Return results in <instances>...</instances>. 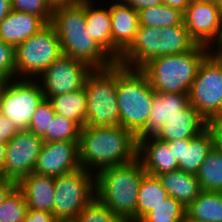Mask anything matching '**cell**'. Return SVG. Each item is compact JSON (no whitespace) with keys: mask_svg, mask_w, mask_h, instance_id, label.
I'll list each match as a JSON object with an SVG mask.
<instances>
[{"mask_svg":"<svg viewBox=\"0 0 222 222\" xmlns=\"http://www.w3.org/2000/svg\"><path fill=\"white\" fill-rule=\"evenodd\" d=\"M71 1H76V0H50V2H52L54 5L61 4V3H67V2H71Z\"/></svg>","mask_w":222,"mask_h":222,"instance_id":"c3c4849f","label":"cell"},{"mask_svg":"<svg viewBox=\"0 0 222 222\" xmlns=\"http://www.w3.org/2000/svg\"><path fill=\"white\" fill-rule=\"evenodd\" d=\"M206 130L212 137L213 147L222 152V115L206 120Z\"/></svg>","mask_w":222,"mask_h":222,"instance_id":"74e56055","label":"cell"},{"mask_svg":"<svg viewBox=\"0 0 222 222\" xmlns=\"http://www.w3.org/2000/svg\"><path fill=\"white\" fill-rule=\"evenodd\" d=\"M186 214L201 222H222V192L202 190L186 207Z\"/></svg>","mask_w":222,"mask_h":222,"instance_id":"484cf974","label":"cell"},{"mask_svg":"<svg viewBox=\"0 0 222 222\" xmlns=\"http://www.w3.org/2000/svg\"><path fill=\"white\" fill-rule=\"evenodd\" d=\"M81 127L74 121L55 114L43 142L79 141Z\"/></svg>","mask_w":222,"mask_h":222,"instance_id":"4dcf8cb0","label":"cell"},{"mask_svg":"<svg viewBox=\"0 0 222 222\" xmlns=\"http://www.w3.org/2000/svg\"><path fill=\"white\" fill-rule=\"evenodd\" d=\"M189 103L206 119L222 115V57L209 54L200 64Z\"/></svg>","mask_w":222,"mask_h":222,"instance_id":"30bf717a","label":"cell"},{"mask_svg":"<svg viewBox=\"0 0 222 222\" xmlns=\"http://www.w3.org/2000/svg\"><path fill=\"white\" fill-rule=\"evenodd\" d=\"M191 2H217V0H191Z\"/></svg>","mask_w":222,"mask_h":222,"instance_id":"f907efd6","label":"cell"},{"mask_svg":"<svg viewBox=\"0 0 222 222\" xmlns=\"http://www.w3.org/2000/svg\"><path fill=\"white\" fill-rule=\"evenodd\" d=\"M52 105L48 99H44L34 112L28 131L38 137H43L49 129V125L55 116Z\"/></svg>","mask_w":222,"mask_h":222,"instance_id":"e575fe53","label":"cell"},{"mask_svg":"<svg viewBox=\"0 0 222 222\" xmlns=\"http://www.w3.org/2000/svg\"><path fill=\"white\" fill-rule=\"evenodd\" d=\"M56 222H74L73 220L56 221Z\"/></svg>","mask_w":222,"mask_h":222,"instance_id":"816d5d0a","label":"cell"},{"mask_svg":"<svg viewBox=\"0 0 222 222\" xmlns=\"http://www.w3.org/2000/svg\"><path fill=\"white\" fill-rule=\"evenodd\" d=\"M92 3V4H91ZM91 0H85V20L91 38L112 59L111 13L108 9H94Z\"/></svg>","mask_w":222,"mask_h":222,"instance_id":"cb8c5ba5","label":"cell"},{"mask_svg":"<svg viewBox=\"0 0 222 222\" xmlns=\"http://www.w3.org/2000/svg\"><path fill=\"white\" fill-rule=\"evenodd\" d=\"M11 10L10 0H0V23L7 17Z\"/></svg>","mask_w":222,"mask_h":222,"instance_id":"ee69618b","label":"cell"},{"mask_svg":"<svg viewBox=\"0 0 222 222\" xmlns=\"http://www.w3.org/2000/svg\"><path fill=\"white\" fill-rule=\"evenodd\" d=\"M15 77V47L0 39V83Z\"/></svg>","mask_w":222,"mask_h":222,"instance_id":"8d00e7d4","label":"cell"},{"mask_svg":"<svg viewBox=\"0 0 222 222\" xmlns=\"http://www.w3.org/2000/svg\"><path fill=\"white\" fill-rule=\"evenodd\" d=\"M206 130V119L190 103L170 117L156 137L162 141L193 139Z\"/></svg>","mask_w":222,"mask_h":222,"instance_id":"d6986e66","label":"cell"},{"mask_svg":"<svg viewBox=\"0 0 222 222\" xmlns=\"http://www.w3.org/2000/svg\"><path fill=\"white\" fill-rule=\"evenodd\" d=\"M217 3H218V9H219V12H220V17H221V20H222V0H217Z\"/></svg>","mask_w":222,"mask_h":222,"instance_id":"681fc988","label":"cell"},{"mask_svg":"<svg viewBox=\"0 0 222 222\" xmlns=\"http://www.w3.org/2000/svg\"><path fill=\"white\" fill-rule=\"evenodd\" d=\"M61 55L60 40L54 27L47 23L15 47V78L17 75L23 76L22 79L40 76Z\"/></svg>","mask_w":222,"mask_h":222,"instance_id":"52a82bcc","label":"cell"},{"mask_svg":"<svg viewBox=\"0 0 222 222\" xmlns=\"http://www.w3.org/2000/svg\"><path fill=\"white\" fill-rule=\"evenodd\" d=\"M17 132L14 124L0 112V141L9 142Z\"/></svg>","mask_w":222,"mask_h":222,"instance_id":"f35d334b","label":"cell"},{"mask_svg":"<svg viewBox=\"0 0 222 222\" xmlns=\"http://www.w3.org/2000/svg\"><path fill=\"white\" fill-rule=\"evenodd\" d=\"M139 26L172 27L183 23V12L168 5L160 4L138 11Z\"/></svg>","mask_w":222,"mask_h":222,"instance_id":"f546056e","label":"cell"},{"mask_svg":"<svg viewBox=\"0 0 222 222\" xmlns=\"http://www.w3.org/2000/svg\"><path fill=\"white\" fill-rule=\"evenodd\" d=\"M111 13L112 60L119 62L121 54L132 44L139 29L138 12L123 2L109 7Z\"/></svg>","mask_w":222,"mask_h":222,"instance_id":"2e32d148","label":"cell"},{"mask_svg":"<svg viewBox=\"0 0 222 222\" xmlns=\"http://www.w3.org/2000/svg\"><path fill=\"white\" fill-rule=\"evenodd\" d=\"M119 1L124 2V5L130 6L137 12L147 7H154L163 4L162 0H118V2Z\"/></svg>","mask_w":222,"mask_h":222,"instance_id":"60d3db41","label":"cell"},{"mask_svg":"<svg viewBox=\"0 0 222 222\" xmlns=\"http://www.w3.org/2000/svg\"><path fill=\"white\" fill-rule=\"evenodd\" d=\"M162 3L184 12L191 3V0H162Z\"/></svg>","mask_w":222,"mask_h":222,"instance_id":"7bdbcfd3","label":"cell"},{"mask_svg":"<svg viewBox=\"0 0 222 222\" xmlns=\"http://www.w3.org/2000/svg\"><path fill=\"white\" fill-rule=\"evenodd\" d=\"M15 11L40 16L46 23H50L54 4L50 0H10Z\"/></svg>","mask_w":222,"mask_h":222,"instance_id":"d590c367","label":"cell"},{"mask_svg":"<svg viewBox=\"0 0 222 222\" xmlns=\"http://www.w3.org/2000/svg\"><path fill=\"white\" fill-rule=\"evenodd\" d=\"M183 24L196 44L212 48L222 25L218 3L191 2L183 12Z\"/></svg>","mask_w":222,"mask_h":222,"instance_id":"4fadbf2b","label":"cell"},{"mask_svg":"<svg viewBox=\"0 0 222 222\" xmlns=\"http://www.w3.org/2000/svg\"><path fill=\"white\" fill-rule=\"evenodd\" d=\"M216 45H217V49L216 50H212L213 48H211V54L216 55L218 57H222V25H221V31H220V35L219 38L216 41ZM214 52V53H213Z\"/></svg>","mask_w":222,"mask_h":222,"instance_id":"bcb514c9","label":"cell"},{"mask_svg":"<svg viewBox=\"0 0 222 222\" xmlns=\"http://www.w3.org/2000/svg\"><path fill=\"white\" fill-rule=\"evenodd\" d=\"M196 176L201 190L222 192V152L212 147Z\"/></svg>","mask_w":222,"mask_h":222,"instance_id":"f1b7e54d","label":"cell"},{"mask_svg":"<svg viewBox=\"0 0 222 222\" xmlns=\"http://www.w3.org/2000/svg\"><path fill=\"white\" fill-rule=\"evenodd\" d=\"M95 173V198L125 222H137L139 185L146 174L140 160Z\"/></svg>","mask_w":222,"mask_h":222,"instance_id":"3957f363","label":"cell"},{"mask_svg":"<svg viewBox=\"0 0 222 222\" xmlns=\"http://www.w3.org/2000/svg\"><path fill=\"white\" fill-rule=\"evenodd\" d=\"M44 99L42 87L36 83V78L0 83V112L18 131L28 129L36 108Z\"/></svg>","mask_w":222,"mask_h":222,"instance_id":"9c48e42d","label":"cell"},{"mask_svg":"<svg viewBox=\"0 0 222 222\" xmlns=\"http://www.w3.org/2000/svg\"><path fill=\"white\" fill-rule=\"evenodd\" d=\"M46 24L40 16L12 9L0 23V39L16 47L37 33Z\"/></svg>","mask_w":222,"mask_h":222,"instance_id":"7402d4cb","label":"cell"},{"mask_svg":"<svg viewBox=\"0 0 222 222\" xmlns=\"http://www.w3.org/2000/svg\"><path fill=\"white\" fill-rule=\"evenodd\" d=\"M181 222H201V221L192 219V218L189 217L187 214H185V216L182 218Z\"/></svg>","mask_w":222,"mask_h":222,"instance_id":"7dc6e473","label":"cell"},{"mask_svg":"<svg viewBox=\"0 0 222 222\" xmlns=\"http://www.w3.org/2000/svg\"><path fill=\"white\" fill-rule=\"evenodd\" d=\"M158 31L160 35L159 57L182 54L196 45L183 23L180 26L158 27Z\"/></svg>","mask_w":222,"mask_h":222,"instance_id":"83f0119b","label":"cell"},{"mask_svg":"<svg viewBox=\"0 0 222 222\" xmlns=\"http://www.w3.org/2000/svg\"><path fill=\"white\" fill-rule=\"evenodd\" d=\"M93 69L86 63L61 55L40 75L45 99L84 88Z\"/></svg>","mask_w":222,"mask_h":222,"instance_id":"8fae6325","label":"cell"},{"mask_svg":"<svg viewBox=\"0 0 222 222\" xmlns=\"http://www.w3.org/2000/svg\"><path fill=\"white\" fill-rule=\"evenodd\" d=\"M94 172L79 168L55 177L53 216L57 221L74 218L95 199Z\"/></svg>","mask_w":222,"mask_h":222,"instance_id":"ba28073f","label":"cell"},{"mask_svg":"<svg viewBox=\"0 0 222 222\" xmlns=\"http://www.w3.org/2000/svg\"><path fill=\"white\" fill-rule=\"evenodd\" d=\"M79 163L85 170L96 172L123 165L137 158L136 135L117 125L111 127L83 126L80 130Z\"/></svg>","mask_w":222,"mask_h":222,"instance_id":"7a4b0ae2","label":"cell"},{"mask_svg":"<svg viewBox=\"0 0 222 222\" xmlns=\"http://www.w3.org/2000/svg\"><path fill=\"white\" fill-rule=\"evenodd\" d=\"M208 49L196 44L188 52L152 59L141 71L156 93H189L200 64L211 53Z\"/></svg>","mask_w":222,"mask_h":222,"instance_id":"277c9868","label":"cell"},{"mask_svg":"<svg viewBox=\"0 0 222 222\" xmlns=\"http://www.w3.org/2000/svg\"><path fill=\"white\" fill-rule=\"evenodd\" d=\"M155 93L141 69L118 63L116 95L120 126L137 135L148 122Z\"/></svg>","mask_w":222,"mask_h":222,"instance_id":"5b68a950","label":"cell"},{"mask_svg":"<svg viewBox=\"0 0 222 222\" xmlns=\"http://www.w3.org/2000/svg\"><path fill=\"white\" fill-rule=\"evenodd\" d=\"M53 213L28 209L23 222H56Z\"/></svg>","mask_w":222,"mask_h":222,"instance_id":"ab89813d","label":"cell"},{"mask_svg":"<svg viewBox=\"0 0 222 222\" xmlns=\"http://www.w3.org/2000/svg\"><path fill=\"white\" fill-rule=\"evenodd\" d=\"M48 100L57 115L76 122L81 128L85 126L87 102L84 88L52 96Z\"/></svg>","mask_w":222,"mask_h":222,"instance_id":"d4e9b609","label":"cell"},{"mask_svg":"<svg viewBox=\"0 0 222 222\" xmlns=\"http://www.w3.org/2000/svg\"><path fill=\"white\" fill-rule=\"evenodd\" d=\"M169 197L158 176L145 174L139 185L137 222Z\"/></svg>","mask_w":222,"mask_h":222,"instance_id":"4316f807","label":"cell"},{"mask_svg":"<svg viewBox=\"0 0 222 222\" xmlns=\"http://www.w3.org/2000/svg\"><path fill=\"white\" fill-rule=\"evenodd\" d=\"M159 36L158 27L139 26L134 41L121 54L118 63L127 68L141 69L159 57Z\"/></svg>","mask_w":222,"mask_h":222,"instance_id":"ac0fdd59","label":"cell"},{"mask_svg":"<svg viewBox=\"0 0 222 222\" xmlns=\"http://www.w3.org/2000/svg\"><path fill=\"white\" fill-rule=\"evenodd\" d=\"M74 222H125L111 212L96 198L93 199L73 220Z\"/></svg>","mask_w":222,"mask_h":222,"instance_id":"836d02e7","label":"cell"},{"mask_svg":"<svg viewBox=\"0 0 222 222\" xmlns=\"http://www.w3.org/2000/svg\"><path fill=\"white\" fill-rule=\"evenodd\" d=\"M79 141L44 142L34 167V173L60 176L81 168Z\"/></svg>","mask_w":222,"mask_h":222,"instance_id":"5bb4252c","label":"cell"},{"mask_svg":"<svg viewBox=\"0 0 222 222\" xmlns=\"http://www.w3.org/2000/svg\"><path fill=\"white\" fill-rule=\"evenodd\" d=\"M16 186L15 181L0 176V204Z\"/></svg>","mask_w":222,"mask_h":222,"instance_id":"b9f144b4","label":"cell"},{"mask_svg":"<svg viewBox=\"0 0 222 222\" xmlns=\"http://www.w3.org/2000/svg\"><path fill=\"white\" fill-rule=\"evenodd\" d=\"M17 187L23 192L28 209L53 213L55 177L30 173Z\"/></svg>","mask_w":222,"mask_h":222,"instance_id":"44dd1931","label":"cell"},{"mask_svg":"<svg viewBox=\"0 0 222 222\" xmlns=\"http://www.w3.org/2000/svg\"><path fill=\"white\" fill-rule=\"evenodd\" d=\"M43 143L42 137L28 130L18 131L6 143L3 177L18 183L22 178L33 173Z\"/></svg>","mask_w":222,"mask_h":222,"instance_id":"7c38bea8","label":"cell"},{"mask_svg":"<svg viewBox=\"0 0 222 222\" xmlns=\"http://www.w3.org/2000/svg\"><path fill=\"white\" fill-rule=\"evenodd\" d=\"M188 104L189 93H155L148 122L136 135L137 145L141 141L156 138L166 121Z\"/></svg>","mask_w":222,"mask_h":222,"instance_id":"9a60e30c","label":"cell"},{"mask_svg":"<svg viewBox=\"0 0 222 222\" xmlns=\"http://www.w3.org/2000/svg\"><path fill=\"white\" fill-rule=\"evenodd\" d=\"M6 156V142L0 141V176L3 177V168Z\"/></svg>","mask_w":222,"mask_h":222,"instance_id":"f6af8a7d","label":"cell"},{"mask_svg":"<svg viewBox=\"0 0 222 222\" xmlns=\"http://www.w3.org/2000/svg\"><path fill=\"white\" fill-rule=\"evenodd\" d=\"M50 24L60 40L62 55L80 60L92 69L107 68L115 63L90 36L85 0L55 4Z\"/></svg>","mask_w":222,"mask_h":222,"instance_id":"6da1fadb","label":"cell"},{"mask_svg":"<svg viewBox=\"0 0 222 222\" xmlns=\"http://www.w3.org/2000/svg\"><path fill=\"white\" fill-rule=\"evenodd\" d=\"M185 214L186 207L169 196L156 208L146 213L138 222H181Z\"/></svg>","mask_w":222,"mask_h":222,"instance_id":"1f68e13d","label":"cell"},{"mask_svg":"<svg viewBox=\"0 0 222 222\" xmlns=\"http://www.w3.org/2000/svg\"><path fill=\"white\" fill-rule=\"evenodd\" d=\"M168 143L173 147L179 169L195 175L213 147L212 137L207 130L193 139L173 140Z\"/></svg>","mask_w":222,"mask_h":222,"instance_id":"ffe728a7","label":"cell"},{"mask_svg":"<svg viewBox=\"0 0 222 222\" xmlns=\"http://www.w3.org/2000/svg\"><path fill=\"white\" fill-rule=\"evenodd\" d=\"M27 210L24 194L16 186L0 204V222H23Z\"/></svg>","mask_w":222,"mask_h":222,"instance_id":"d6a6232c","label":"cell"},{"mask_svg":"<svg viewBox=\"0 0 222 222\" xmlns=\"http://www.w3.org/2000/svg\"><path fill=\"white\" fill-rule=\"evenodd\" d=\"M118 62L103 69H93L87 76V115L85 126L111 127L120 125L117 104Z\"/></svg>","mask_w":222,"mask_h":222,"instance_id":"8992f818","label":"cell"},{"mask_svg":"<svg viewBox=\"0 0 222 222\" xmlns=\"http://www.w3.org/2000/svg\"><path fill=\"white\" fill-rule=\"evenodd\" d=\"M137 158L149 175L158 176L179 169L173 147L167 141L158 138L141 141L138 144Z\"/></svg>","mask_w":222,"mask_h":222,"instance_id":"e0dca14e","label":"cell"},{"mask_svg":"<svg viewBox=\"0 0 222 222\" xmlns=\"http://www.w3.org/2000/svg\"><path fill=\"white\" fill-rule=\"evenodd\" d=\"M162 186L170 197L187 207L201 193V187L195 174L180 169L158 175Z\"/></svg>","mask_w":222,"mask_h":222,"instance_id":"603a6c76","label":"cell"}]
</instances>
